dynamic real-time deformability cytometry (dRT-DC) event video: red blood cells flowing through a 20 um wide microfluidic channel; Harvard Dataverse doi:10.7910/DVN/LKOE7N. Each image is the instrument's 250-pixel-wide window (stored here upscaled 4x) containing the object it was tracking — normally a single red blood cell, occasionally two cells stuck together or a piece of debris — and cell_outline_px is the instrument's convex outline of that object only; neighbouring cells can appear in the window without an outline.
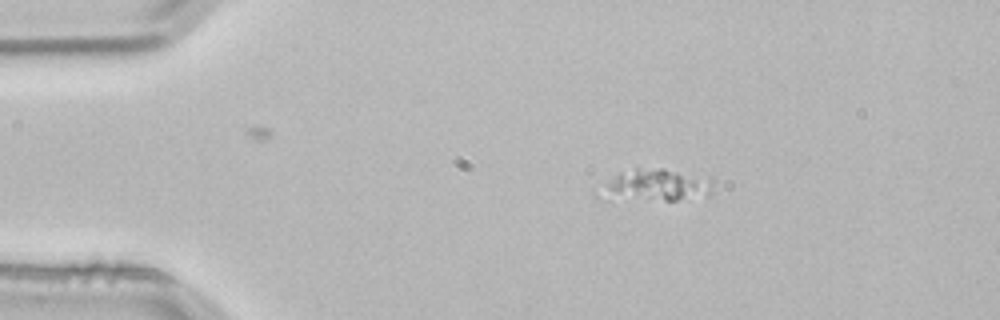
{"species": "common noctule bat (a hibernating species)", "species_latin": "Nyctalus noctula", "temperature_condition": "room temperature", "stored_images_in_passage": 2, "camera_frame_rate_fps": 3000, "um_per_image_px": 0.085, "animal": {"sex": "male", "body_mass_g": 21.5, "forearm_length_mm": 52.0}, "frame": {"image": 1, "passage_image": 1, "time_ms": 0.0, "image_size_px": [1000, 320], "cell_outline_px": [[692, 184], [676, 200], [664, 200], [596, 196], [592, 192], [620, 172], [636, 168], [664, 168], [676, 172], [692, 180]], "centroid_in_image_um": [54.87, 15.7], "position_along_channel_um": 30.1, "area_um2": 16.88}}